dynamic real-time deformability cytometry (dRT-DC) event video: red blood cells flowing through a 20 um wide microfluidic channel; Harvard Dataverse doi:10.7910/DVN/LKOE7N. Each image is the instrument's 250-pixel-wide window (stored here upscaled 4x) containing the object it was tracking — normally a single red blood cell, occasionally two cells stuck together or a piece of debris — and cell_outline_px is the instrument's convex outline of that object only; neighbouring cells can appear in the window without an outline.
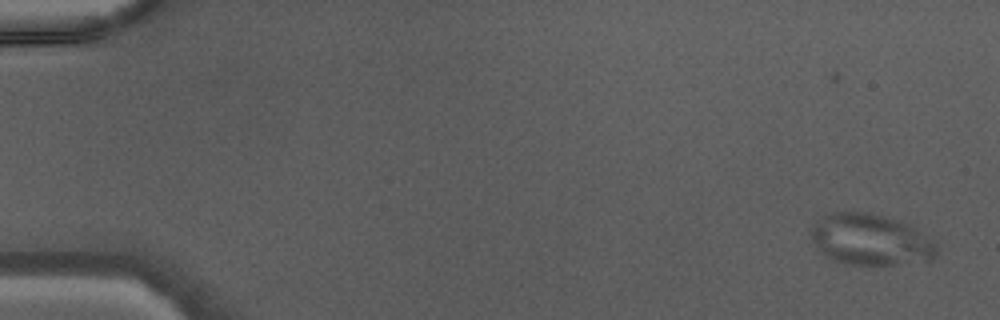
{"species": "Egyptian fruit bat (a non-hibernating species)", "species_latin": "Rousettus aegyptiacus", "temperature_condition": "warm", "stored_images_in_passage": 14, "camera_frame_rate_fps": 3000, "um_per_image_px": 0.085, "animal": {"sex": "male"}, "frame": {"image": 1, "passage_image": 1, "time_ms": 0.0, "image_size_px": [1000, 320], "cell_outline_px": [[936, 256], [932, 260], [868, 268], [844, 264], [832, 260], [824, 256], [820, 252], [812, 240], [812, 228], [824, 216], [832, 212], [864, 212], [884, 216], [908, 224], [916, 228], [932, 240], [936, 244]], "centroid_in_image_um": [74.0, 20.43], "position_along_channel_um": 11.0, "area_um2": 38.03}}